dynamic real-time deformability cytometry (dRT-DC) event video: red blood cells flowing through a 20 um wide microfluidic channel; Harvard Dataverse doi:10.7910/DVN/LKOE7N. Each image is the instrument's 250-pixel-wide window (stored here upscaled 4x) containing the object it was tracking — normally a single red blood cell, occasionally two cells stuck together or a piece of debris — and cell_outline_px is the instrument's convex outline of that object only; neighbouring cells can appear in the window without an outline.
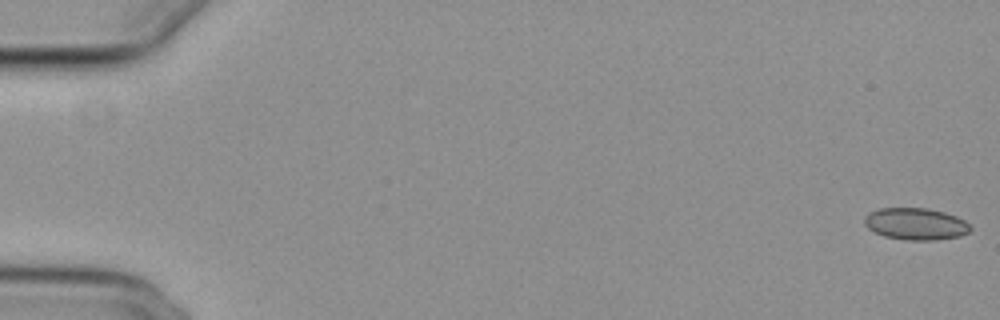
{"species": "common noctule bat (a hibernating species)", "species_latin": "Nyctalus noctula", "temperature_condition": "cold", "stored_images_in_passage": 51, "camera_frame_rate_fps": 3000, "um_per_image_px": 0.085, "animal": {"sex": "female", "body_mass_g": 29.2, "forearm_length_mm": 56.3}, "frame": {"image": 1, "passage_image": 1, "time_ms": 0.0, "image_size_px": [1000, 320], "cell_outline_px": [[972, 228], [968, 232], [960, 236], [936, 240], [908, 240], [884, 236], [868, 228], [864, 224], [864, 216], [868, 212], [880, 208], [928, 208], [944, 212], [956, 216], [964, 220]], "centroid_in_image_um": [77.82, 19.02], "position_along_channel_um": 7.2, "area_um2": 19.71}}
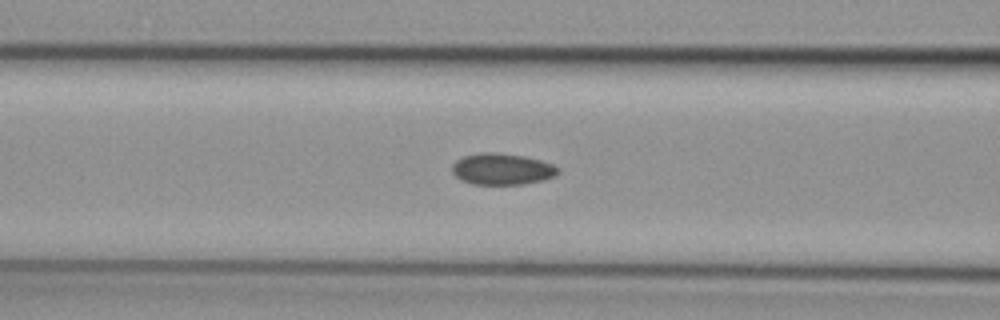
{"frame": {"image": 2, "passage_image": 23, "time_ms": 7.333, "image_size_px": [1000, 320], "cell_outline_px": [[560, 172], [556, 176], [544, 180], [524, 184], [472, 184], [460, 180], [452, 172], [452, 164], [456, 160], [464, 156], [484, 152], [496, 152], [524, 156], [540, 160], [552, 164], [560, 168]], "centroid_in_image_um": [42.69, 14.37], "position_along_channel_um": 123.9, "area_um2": 19.54}}
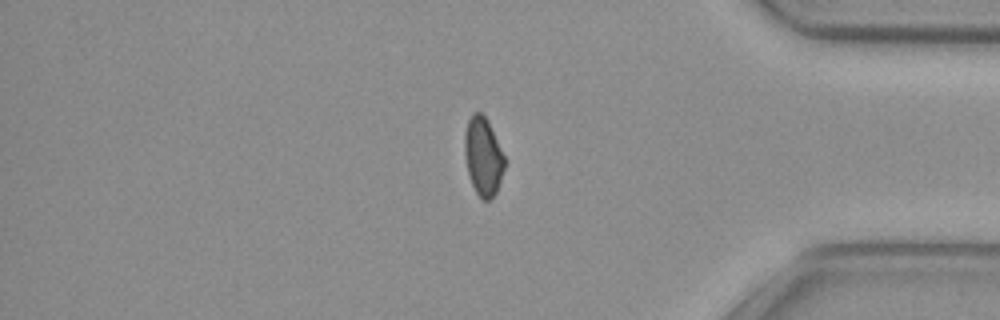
{"frame": {"image": 3, "passage_image": 46, "time_ms": 15.0, "image_size_px": [1000, 320], "cell_outline_px": [[508, 160], [496, 192], [488, 200], [484, 200], [476, 192], [472, 184], [468, 172], [464, 152], [464, 136], [468, 120], [472, 112], [480, 112], [488, 120]], "centroid_in_image_um": [41.1, 13.26], "position_along_channel_um": 394.1, "area_um2": 18.5}, "authors_computed_cell_mechanics": {"area_um2": 19.5364, "velocity_mm_per_s": 3.8457, "shape_relaxation_time_tau1_ms": null, "shape_relaxation_time_tau2_ms": 4.7578, "deformation_change_tau1": null, "deformation_change_tau2": 0.0825}}